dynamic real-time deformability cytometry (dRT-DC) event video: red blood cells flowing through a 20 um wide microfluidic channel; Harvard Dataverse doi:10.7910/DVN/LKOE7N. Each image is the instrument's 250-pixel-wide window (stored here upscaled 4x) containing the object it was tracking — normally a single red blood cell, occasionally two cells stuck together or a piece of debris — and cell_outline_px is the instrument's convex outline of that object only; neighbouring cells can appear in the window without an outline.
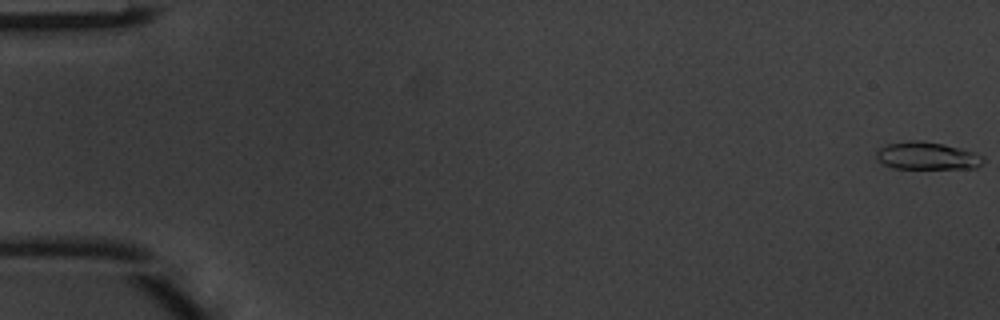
{"species": "common noctule bat (a hibernating species)", "species_latin": "Nyctalus noctula", "temperature_condition": "warm", "stored_images_in_passage": 50, "camera_frame_rate_fps": 3000, "um_per_image_px": 0.085, "animal": {"sex": "male", "body_mass_g": 20.1, "forearm_length_mm": 53.5}, "frame": {"image": 1, "passage_image": 1, "time_ms": 0.0, "image_size_px": [1000, 320], "cell_outline_px": [[984, 160], [976, 168], [892, 168], [876, 160], [876, 152], [880, 148], [888, 144], [908, 140], [920, 140], [944, 144], [960, 148], [984, 156]], "centroid_in_image_um": [78.77, 13.24], "position_along_channel_um": 6.2, "area_um2": 17.11}}
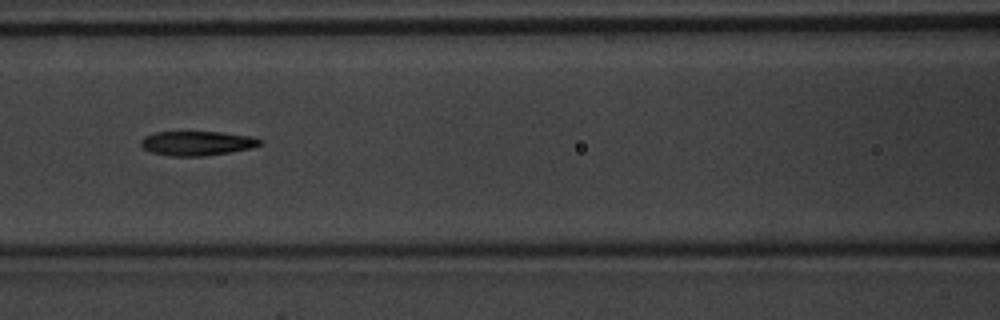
{"frame": {"image": 2, "passage_image": 23, "time_ms": 7.333, "image_size_px": [1000, 320], "cell_outline_px": [[264, 144], [252, 148], [232, 152], [204, 156], [168, 156], [152, 152], [144, 148], [140, 144], [140, 140], [144, 136], [156, 132], [220, 132], [252, 136], [264, 140]], "centroid_in_image_um": [16.8, 12.18], "position_along_channel_um": 149.8, "area_um2": 17.17}}
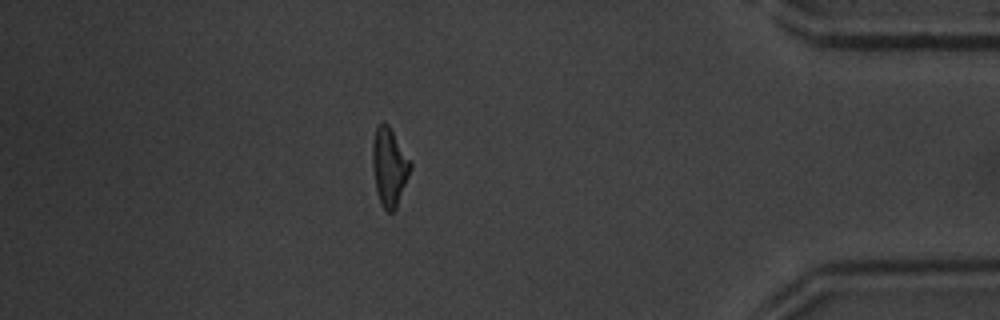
{"frame": {"image": 3, "passage_image": 44, "time_ms": 14.333, "image_size_px": [1000, 320], "cell_outline_px": [[412, 168], [396, 208], [392, 212], [388, 212], [380, 204], [376, 192], [372, 168], [372, 140], [376, 128], [384, 120], [388, 124], [412, 164]], "centroid_in_image_um": [33.07, 14.19], "position_along_channel_um": 402.1, "area_um2": 17.34}, "authors_computed_cell_mechanics": {"area_um2": 17.2244, "velocity_mm_per_s": 4.1437, "shape_relaxation_time_tau1_ms": 3.5046, "shape_relaxation_time_tau2_ms": 2.9119, "deformation_change_tau1": 0.189, "deformation_change_tau2": 0.1368}}